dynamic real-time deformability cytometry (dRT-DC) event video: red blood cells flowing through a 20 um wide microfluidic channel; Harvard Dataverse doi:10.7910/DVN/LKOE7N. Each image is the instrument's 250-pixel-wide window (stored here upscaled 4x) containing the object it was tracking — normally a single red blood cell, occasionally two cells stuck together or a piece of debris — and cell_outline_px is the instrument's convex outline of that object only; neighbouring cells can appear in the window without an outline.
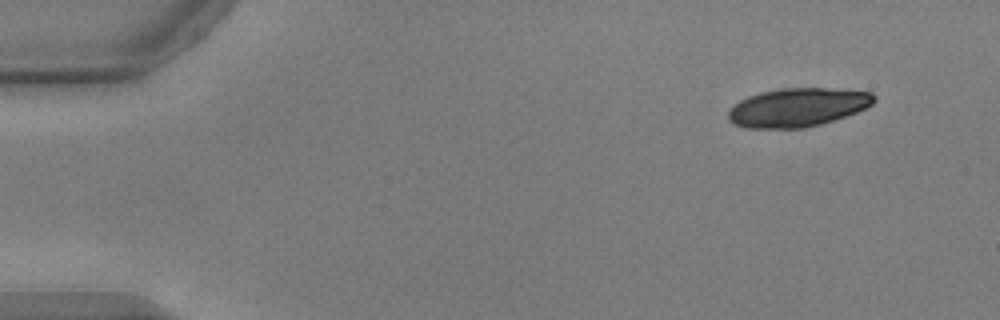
{"species": "common noctule bat (a hibernating species)", "species_latin": "Nyctalus noctula", "temperature_condition": "warm", "stored_images_in_passage": 36, "camera_frame_rate_fps": 3000, "um_per_image_px": 0.085, "animal": {"sex": "male", "body_mass_g": 17.9, "forearm_length_mm": 54.2}, "frame": {"image": 1, "passage_image": 1, "time_ms": 0.0, "image_size_px": [1000, 320], "cell_outline_px": [[876, 100], [872, 104], [856, 112], [820, 124], [804, 128], [744, 128], [732, 124], [728, 120], [728, 112], [740, 100], [748, 96], [760, 92], [780, 88], [824, 88], [872, 92], [876, 96]], "centroid_in_image_um": [67.77, 9.13], "position_along_channel_um": 17.2, "area_um2": 32.71}}